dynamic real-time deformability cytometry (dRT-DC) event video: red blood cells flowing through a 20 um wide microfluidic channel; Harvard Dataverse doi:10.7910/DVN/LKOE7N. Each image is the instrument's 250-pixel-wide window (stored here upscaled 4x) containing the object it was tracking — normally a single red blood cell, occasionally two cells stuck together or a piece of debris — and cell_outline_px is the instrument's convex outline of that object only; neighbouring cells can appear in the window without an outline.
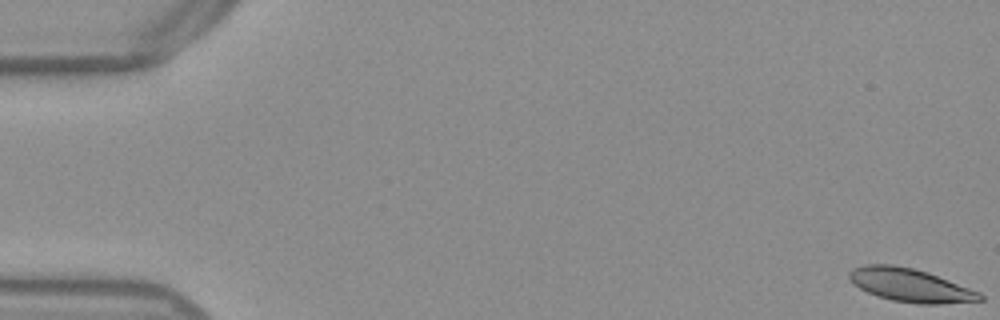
{"species": "Egyptian fruit bat (a non-hibernating species)", "species_latin": "Rousettus aegyptiacus", "temperature_condition": "warm", "stored_images_in_passage": 54, "camera_frame_rate_fps": 3000, "um_per_image_px": 0.085, "frame": {"image": 1, "passage_image": 1, "time_ms": 0.0, "image_size_px": [1000, 320], "cell_outline_px": [[984, 300], [940, 304], [916, 304], [892, 300], [868, 292], [860, 288], [848, 276], [848, 272], [852, 268], [864, 264], [892, 264], [912, 268], [928, 272], [980, 292], [984, 296]], "centroid_in_image_um": [77.39, 24.24], "position_along_channel_um": 7.6, "area_um2": 25.26}}
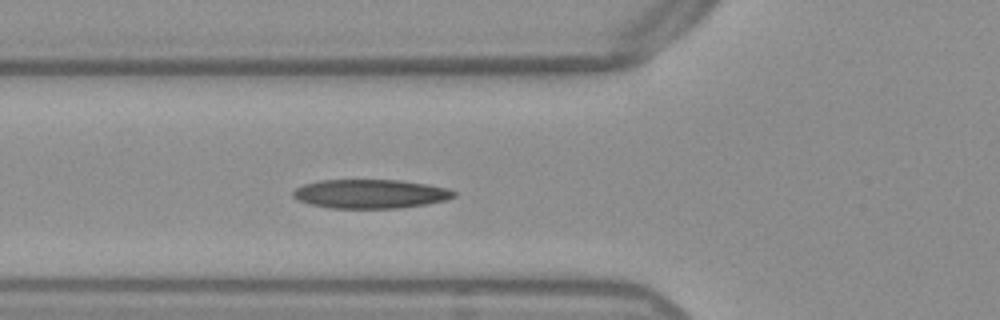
{"frame": {"image": 2, "passage_image": 20, "time_ms": 6.333, "image_size_px": [1000, 320], "cell_outline_px": [[456, 196], [448, 200], [428, 204], [400, 208], [328, 208], [308, 204], [296, 200], [292, 196], [292, 192], [296, 188], [304, 184], [320, 180], [400, 180], [428, 184], [448, 188], [456, 192]], "centroid_in_image_um": [31.49, 16.48], "position_along_channel_um": 94.3, "area_um2": 27.51}}
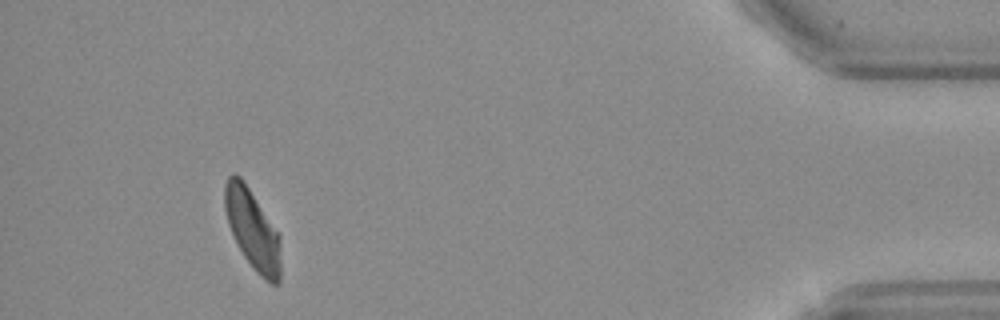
{"frame": {"image": 3, "passage_image": 50, "time_ms": 16.333, "image_size_px": [1000, 320], "cell_outline_px": [[280, 284], [272, 284], [260, 276], [256, 272], [244, 256], [228, 224], [224, 208], [224, 184], [228, 176], [232, 172], [236, 172], [240, 176], [280, 236]], "centroid_in_image_um": [21.45, 19.5], "position_along_channel_um": 413.8, "area_um2": 25.72}, "authors_computed_cell_mechanics": {"area_um2": 26.7036, "velocity_mm_per_s": 3.8265, "shape_relaxation_time_tau1_ms": 5.3102, "shape_relaxation_time_tau2_ms": 1.9266, "deformation_change_tau1": 0.1568, "deformation_change_tau2": 0.0987}}